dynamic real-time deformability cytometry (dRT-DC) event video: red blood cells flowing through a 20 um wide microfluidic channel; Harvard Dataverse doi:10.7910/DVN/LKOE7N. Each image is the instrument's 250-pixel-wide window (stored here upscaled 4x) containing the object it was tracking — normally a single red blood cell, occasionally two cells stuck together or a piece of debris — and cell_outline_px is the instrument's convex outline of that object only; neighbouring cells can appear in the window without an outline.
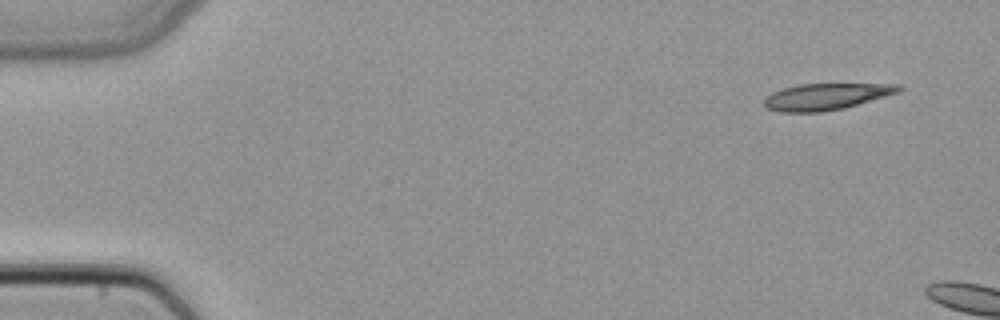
{"species": "common noctule bat (a hibernating species)", "species_latin": "Nyctalus noctula", "temperature_condition": "cold", "stored_images_in_passage": 2, "camera_frame_rate_fps": 3000, "um_per_image_px": 0.085, "animal": {"sex": "female", "body_mass_g": 22.7, "forearm_length_mm": 54.2}, "frame": {"image": 1, "passage_image": 1, "time_ms": 0.0, "image_size_px": [1000, 320], "cell_outline_px": [[904, 88], [900, 92], [844, 108], [820, 112], [780, 112], [764, 108], [764, 100], [772, 92], [784, 88], [800, 84], [900, 84]], "centroid_in_image_um": [70.23, 8.21], "position_along_channel_um": 14.8, "area_um2": 20.75}}